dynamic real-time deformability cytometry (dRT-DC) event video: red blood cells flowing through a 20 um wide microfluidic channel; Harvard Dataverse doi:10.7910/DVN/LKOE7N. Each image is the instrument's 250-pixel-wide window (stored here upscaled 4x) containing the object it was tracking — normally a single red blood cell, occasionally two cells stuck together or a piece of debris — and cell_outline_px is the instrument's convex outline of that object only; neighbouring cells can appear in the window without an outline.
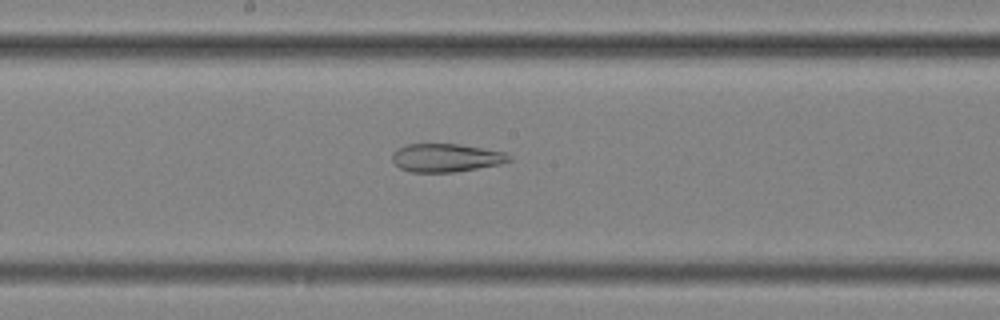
{"species": "common noctule bat (a hibernating species)", "species_latin": "Nyctalus noctula", "temperature_condition": "cold", "stored_images_in_passage": 57, "segment_of_instrument_passage": [2, 2], "camera_frame_rate_fps": 3000, "um_per_image_px": 0.085, "animal": {"sex": "female", "body_mass_g": 25.1}, "frame": {"image": 1, "passage_image": 31, "time_ms": 10.0, "image_size_px": [1000, 320], "cell_outline_px": [[512, 160], [500, 164], [456, 172], [412, 172], [400, 168], [392, 160], [392, 152], [396, 148], [408, 144], [460, 144], [504, 152], [512, 156]], "centroid_in_image_um": [37.91, 13.41], "position_along_channel_um": 210.3, "area_um2": 19.31}}
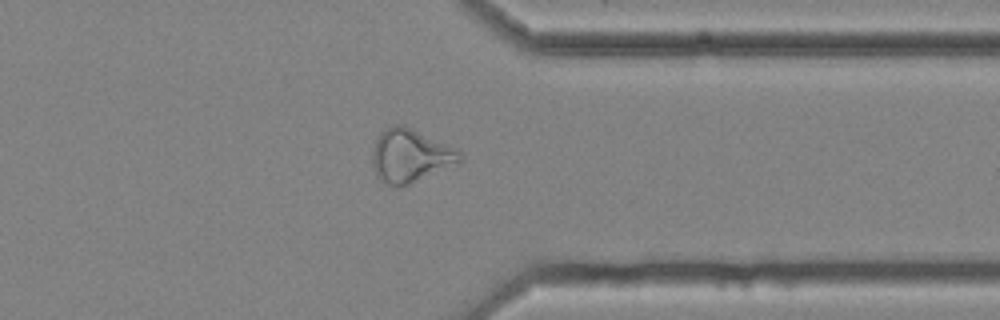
{"frame": {"image": 2, "passage_image": 45, "time_ms": 14.667, "image_size_px": [1000, 320], "cell_outline_px": [[464, 156], [456, 164], [408, 184], [396, 188], [384, 184], [376, 176], [372, 164], [372, 152], [376, 140], [380, 132], [392, 124], [404, 124], [448, 144], [456, 148]], "centroid_in_image_um": [34.84, 13.22], "position_along_channel_um": 376.6, "area_um2": 27.34}}
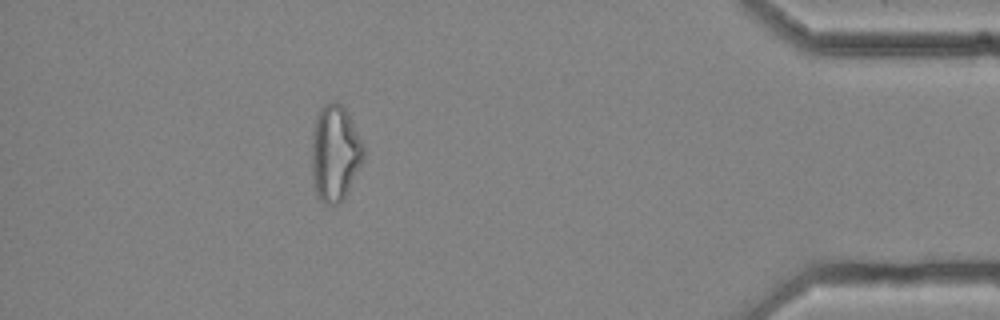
{"frame": {"image": 3, "passage_image": 51, "time_ms": 16.667, "image_size_px": [1000, 320], "cell_outline_px": [[364, 160], [344, 196], [336, 204], [324, 204], [316, 196], [312, 176], [312, 132], [316, 116], [320, 108], [324, 104], [332, 100], [340, 104], [348, 112], [364, 144]], "centroid_in_image_um": [28.47, 12.98], "position_along_channel_um": 406.7, "area_um2": 29.19}}